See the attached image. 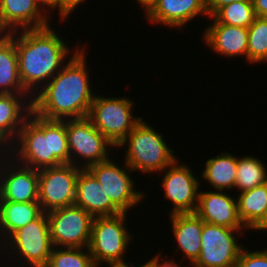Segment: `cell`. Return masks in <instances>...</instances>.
Listing matches in <instances>:
<instances>
[{
    "mask_svg": "<svg viewBox=\"0 0 267 267\" xmlns=\"http://www.w3.org/2000/svg\"><path fill=\"white\" fill-rule=\"evenodd\" d=\"M84 47H75L63 68L34 96L33 112L49 120L80 119L88 116L95 93L88 76ZM74 52V53H73Z\"/></svg>",
    "mask_w": 267,
    "mask_h": 267,
    "instance_id": "1",
    "label": "cell"
},
{
    "mask_svg": "<svg viewBox=\"0 0 267 267\" xmlns=\"http://www.w3.org/2000/svg\"><path fill=\"white\" fill-rule=\"evenodd\" d=\"M65 42L50 25L15 32L20 80L32 97L72 57L71 48Z\"/></svg>",
    "mask_w": 267,
    "mask_h": 267,
    "instance_id": "2",
    "label": "cell"
},
{
    "mask_svg": "<svg viewBox=\"0 0 267 267\" xmlns=\"http://www.w3.org/2000/svg\"><path fill=\"white\" fill-rule=\"evenodd\" d=\"M7 153L18 163L38 170L69 164L65 120L45 119L32 111Z\"/></svg>",
    "mask_w": 267,
    "mask_h": 267,
    "instance_id": "3",
    "label": "cell"
},
{
    "mask_svg": "<svg viewBox=\"0 0 267 267\" xmlns=\"http://www.w3.org/2000/svg\"><path fill=\"white\" fill-rule=\"evenodd\" d=\"M164 139L142 119L116 148L127 146L123 160L133 172L158 174L178 158Z\"/></svg>",
    "mask_w": 267,
    "mask_h": 267,
    "instance_id": "4",
    "label": "cell"
},
{
    "mask_svg": "<svg viewBox=\"0 0 267 267\" xmlns=\"http://www.w3.org/2000/svg\"><path fill=\"white\" fill-rule=\"evenodd\" d=\"M127 217V213H120L93 218L88 249L97 267L103 264L107 265L106 267H123L133 264L132 262L126 263L124 258L133 238L132 231L129 232V227L126 228Z\"/></svg>",
    "mask_w": 267,
    "mask_h": 267,
    "instance_id": "5",
    "label": "cell"
},
{
    "mask_svg": "<svg viewBox=\"0 0 267 267\" xmlns=\"http://www.w3.org/2000/svg\"><path fill=\"white\" fill-rule=\"evenodd\" d=\"M53 247L49 220L46 212H42L35 220L30 221L26 226L16 230L0 246V256L2 258L4 257V262L8 256L11 257L12 262L13 258L14 260L17 259L16 263H20L18 265L19 267L24 266L25 263V267H45ZM2 252H5L3 256Z\"/></svg>",
    "mask_w": 267,
    "mask_h": 267,
    "instance_id": "6",
    "label": "cell"
},
{
    "mask_svg": "<svg viewBox=\"0 0 267 267\" xmlns=\"http://www.w3.org/2000/svg\"><path fill=\"white\" fill-rule=\"evenodd\" d=\"M134 102L128 97L94 96L87 118L116 148L143 119L132 114Z\"/></svg>",
    "mask_w": 267,
    "mask_h": 267,
    "instance_id": "7",
    "label": "cell"
},
{
    "mask_svg": "<svg viewBox=\"0 0 267 267\" xmlns=\"http://www.w3.org/2000/svg\"><path fill=\"white\" fill-rule=\"evenodd\" d=\"M65 127L70 163L74 166L87 169L92 164L108 160L111 154L110 148L115 150L112 143L94 127L87 117L65 119Z\"/></svg>",
    "mask_w": 267,
    "mask_h": 267,
    "instance_id": "8",
    "label": "cell"
},
{
    "mask_svg": "<svg viewBox=\"0 0 267 267\" xmlns=\"http://www.w3.org/2000/svg\"><path fill=\"white\" fill-rule=\"evenodd\" d=\"M244 231L249 230L230 229L204 222L201 252L193 267H235L244 247L243 243H238L239 236H242Z\"/></svg>",
    "mask_w": 267,
    "mask_h": 267,
    "instance_id": "9",
    "label": "cell"
},
{
    "mask_svg": "<svg viewBox=\"0 0 267 267\" xmlns=\"http://www.w3.org/2000/svg\"><path fill=\"white\" fill-rule=\"evenodd\" d=\"M111 159L112 157L106 161L92 164L87 169L99 181L111 202L122 213H128L130 208L139 206L137 204L144 199L145 191L135 190L137 183L130 176L134 172L125 162L121 168L118 162Z\"/></svg>",
    "mask_w": 267,
    "mask_h": 267,
    "instance_id": "10",
    "label": "cell"
},
{
    "mask_svg": "<svg viewBox=\"0 0 267 267\" xmlns=\"http://www.w3.org/2000/svg\"><path fill=\"white\" fill-rule=\"evenodd\" d=\"M81 169L69 163L38 170V202L43 212L74 205Z\"/></svg>",
    "mask_w": 267,
    "mask_h": 267,
    "instance_id": "11",
    "label": "cell"
},
{
    "mask_svg": "<svg viewBox=\"0 0 267 267\" xmlns=\"http://www.w3.org/2000/svg\"><path fill=\"white\" fill-rule=\"evenodd\" d=\"M54 247H88L93 217L76 205L46 212Z\"/></svg>",
    "mask_w": 267,
    "mask_h": 267,
    "instance_id": "12",
    "label": "cell"
},
{
    "mask_svg": "<svg viewBox=\"0 0 267 267\" xmlns=\"http://www.w3.org/2000/svg\"><path fill=\"white\" fill-rule=\"evenodd\" d=\"M178 159L162 171L164 198L173 204L169 215L195 213L198 206L199 178L185 163L180 164Z\"/></svg>",
    "mask_w": 267,
    "mask_h": 267,
    "instance_id": "13",
    "label": "cell"
},
{
    "mask_svg": "<svg viewBox=\"0 0 267 267\" xmlns=\"http://www.w3.org/2000/svg\"><path fill=\"white\" fill-rule=\"evenodd\" d=\"M38 193V169L18 163L7 152L0 153V201L38 202Z\"/></svg>",
    "mask_w": 267,
    "mask_h": 267,
    "instance_id": "14",
    "label": "cell"
},
{
    "mask_svg": "<svg viewBox=\"0 0 267 267\" xmlns=\"http://www.w3.org/2000/svg\"><path fill=\"white\" fill-rule=\"evenodd\" d=\"M200 191L196 214L210 224L230 229H247L238 215L237 198L228 191Z\"/></svg>",
    "mask_w": 267,
    "mask_h": 267,
    "instance_id": "15",
    "label": "cell"
},
{
    "mask_svg": "<svg viewBox=\"0 0 267 267\" xmlns=\"http://www.w3.org/2000/svg\"><path fill=\"white\" fill-rule=\"evenodd\" d=\"M49 19L35 0H0V33L43 28Z\"/></svg>",
    "mask_w": 267,
    "mask_h": 267,
    "instance_id": "16",
    "label": "cell"
},
{
    "mask_svg": "<svg viewBox=\"0 0 267 267\" xmlns=\"http://www.w3.org/2000/svg\"><path fill=\"white\" fill-rule=\"evenodd\" d=\"M29 93H0V142L8 149L33 111Z\"/></svg>",
    "mask_w": 267,
    "mask_h": 267,
    "instance_id": "17",
    "label": "cell"
},
{
    "mask_svg": "<svg viewBox=\"0 0 267 267\" xmlns=\"http://www.w3.org/2000/svg\"><path fill=\"white\" fill-rule=\"evenodd\" d=\"M199 15L209 17L205 0H156L144 17L152 24L183 29Z\"/></svg>",
    "mask_w": 267,
    "mask_h": 267,
    "instance_id": "18",
    "label": "cell"
},
{
    "mask_svg": "<svg viewBox=\"0 0 267 267\" xmlns=\"http://www.w3.org/2000/svg\"><path fill=\"white\" fill-rule=\"evenodd\" d=\"M210 18L211 24L204 29L202 37L206 46L228 59L243 56L247 62L248 28L221 24L212 16Z\"/></svg>",
    "mask_w": 267,
    "mask_h": 267,
    "instance_id": "19",
    "label": "cell"
},
{
    "mask_svg": "<svg viewBox=\"0 0 267 267\" xmlns=\"http://www.w3.org/2000/svg\"><path fill=\"white\" fill-rule=\"evenodd\" d=\"M74 205L83 208L93 218L122 213L106 195L99 181L88 169H81L76 182Z\"/></svg>",
    "mask_w": 267,
    "mask_h": 267,
    "instance_id": "20",
    "label": "cell"
},
{
    "mask_svg": "<svg viewBox=\"0 0 267 267\" xmlns=\"http://www.w3.org/2000/svg\"><path fill=\"white\" fill-rule=\"evenodd\" d=\"M173 239L177 242L175 251L183 253V260L191 267L201 252V233L204 221L196 213L169 215ZM185 259V260H184Z\"/></svg>",
    "mask_w": 267,
    "mask_h": 267,
    "instance_id": "21",
    "label": "cell"
},
{
    "mask_svg": "<svg viewBox=\"0 0 267 267\" xmlns=\"http://www.w3.org/2000/svg\"><path fill=\"white\" fill-rule=\"evenodd\" d=\"M0 93H28L19 76L15 32L0 33Z\"/></svg>",
    "mask_w": 267,
    "mask_h": 267,
    "instance_id": "22",
    "label": "cell"
},
{
    "mask_svg": "<svg viewBox=\"0 0 267 267\" xmlns=\"http://www.w3.org/2000/svg\"><path fill=\"white\" fill-rule=\"evenodd\" d=\"M39 202L0 201V244L42 213ZM0 245V246H1Z\"/></svg>",
    "mask_w": 267,
    "mask_h": 267,
    "instance_id": "23",
    "label": "cell"
},
{
    "mask_svg": "<svg viewBox=\"0 0 267 267\" xmlns=\"http://www.w3.org/2000/svg\"><path fill=\"white\" fill-rule=\"evenodd\" d=\"M202 179L218 191H232L237 177V157L227 151L207 159Z\"/></svg>",
    "mask_w": 267,
    "mask_h": 267,
    "instance_id": "24",
    "label": "cell"
},
{
    "mask_svg": "<svg viewBox=\"0 0 267 267\" xmlns=\"http://www.w3.org/2000/svg\"><path fill=\"white\" fill-rule=\"evenodd\" d=\"M236 198L239 218L251 230L267 211V182L239 193Z\"/></svg>",
    "mask_w": 267,
    "mask_h": 267,
    "instance_id": "25",
    "label": "cell"
},
{
    "mask_svg": "<svg viewBox=\"0 0 267 267\" xmlns=\"http://www.w3.org/2000/svg\"><path fill=\"white\" fill-rule=\"evenodd\" d=\"M252 155L237 157V177L235 189L244 192L267 182V166Z\"/></svg>",
    "mask_w": 267,
    "mask_h": 267,
    "instance_id": "26",
    "label": "cell"
},
{
    "mask_svg": "<svg viewBox=\"0 0 267 267\" xmlns=\"http://www.w3.org/2000/svg\"><path fill=\"white\" fill-rule=\"evenodd\" d=\"M212 17L221 24L248 28L257 16L252 1H236L220 7Z\"/></svg>",
    "mask_w": 267,
    "mask_h": 267,
    "instance_id": "27",
    "label": "cell"
},
{
    "mask_svg": "<svg viewBox=\"0 0 267 267\" xmlns=\"http://www.w3.org/2000/svg\"><path fill=\"white\" fill-rule=\"evenodd\" d=\"M45 267H97L88 247H53Z\"/></svg>",
    "mask_w": 267,
    "mask_h": 267,
    "instance_id": "28",
    "label": "cell"
},
{
    "mask_svg": "<svg viewBox=\"0 0 267 267\" xmlns=\"http://www.w3.org/2000/svg\"><path fill=\"white\" fill-rule=\"evenodd\" d=\"M247 62L267 63V18L256 17L248 27Z\"/></svg>",
    "mask_w": 267,
    "mask_h": 267,
    "instance_id": "29",
    "label": "cell"
},
{
    "mask_svg": "<svg viewBox=\"0 0 267 267\" xmlns=\"http://www.w3.org/2000/svg\"><path fill=\"white\" fill-rule=\"evenodd\" d=\"M235 267H267V248L261 251L242 248Z\"/></svg>",
    "mask_w": 267,
    "mask_h": 267,
    "instance_id": "30",
    "label": "cell"
},
{
    "mask_svg": "<svg viewBox=\"0 0 267 267\" xmlns=\"http://www.w3.org/2000/svg\"><path fill=\"white\" fill-rule=\"evenodd\" d=\"M86 0H55V10L59 9V18L61 22L66 21L67 18L71 15L72 12Z\"/></svg>",
    "mask_w": 267,
    "mask_h": 267,
    "instance_id": "31",
    "label": "cell"
},
{
    "mask_svg": "<svg viewBox=\"0 0 267 267\" xmlns=\"http://www.w3.org/2000/svg\"><path fill=\"white\" fill-rule=\"evenodd\" d=\"M162 254L158 253L155 254V256H153L152 258H150L148 260V262L151 264L152 267H182L184 265H179L180 262H176L174 259L172 260H168L166 255V259L164 260V258L161 256ZM162 258V259H161ZM162 263H161V262ZM185 267V266H184Z\"/></svg>",
    "mask_w": 267,
    "mask_h": 267,
    "instance_id": "32",
    "label": "cell"
},
{
    "mask_svg": "<svg viewBox=\"0 0 267 267\" xmlns=\"http://www.w3.org/2000/svg\"><path fill=\"white\" fill-rule=\"evenodd\" d=\"M236 1H253V0H205V5L209 17L212 16L220 7Z\"/></svg>",
    "mask_w": 267,
    "mask_h": 267,
    "instance_id": "33",
    "label": "cell"
},
{
    "mask_svg": "<svg viewBox=\"0 0 267 267\" xmlns=\"http://www.w3.org/2000/svg\"><path fill=\"white\" fill-rule=\"evenodd\" d=\"M252 2L256 16L267 18V0H253Z\"/></svg>",
    "mask_w": 267,
    "mask_h": 267,
    "instance_id": "34",
    "label": "cell"
},
{
    "mask_svg": "<svg viewBox=\"0 0 267 267\" xmlns=\"http://www.w3.org/2000/svg\"><path fill=\"white\" fill-rule=\"evenodd\" d=\"M36 3L40 6V8L48 13V15L52 14L50 13L51 11L53 12L55 10V0H35ZM46 8V9H45Z\"/></svg>",
    "mask_w": 267,
    "mask_h": 267,
    "instance_id": "35",
    "label": "cell"
},
{
    "mask_svg": "<svg viewBox=\"0 0 267 267\" xmlns=\"http://www.w3.org/2000/svg\"><path fill=\"white\" fill-rule=\"evenodd\" d=\"M258 231H266L267 232V211L264 216L260 219V221L251 229Z\"/></svg>",
    "mask_w": 267,
    "mask_h": 267,
    "instance_id": "36",
    "label": "cell"
},
{
    "mask_svg": "<svg viewBox=\"0 0 267 267\" xmlns=\"http://www.w3.org/2000/svg\"><path fill=\"white\" fill-rule=\"evenodd\" d=\"M138 4L144 9V14L152 7L156 0H136Z\"/></svg>",
    "mask_w": 267,
    "mask_h": 267,
    "instance_id": "37",
    "label": "cell"
},
{
    "mask_svg": "<svg viewBox=\"0 0 267 267\" xmlns=\"http://www.w3.org/2000/svg\"><path fill=\"white\" fill-rule=\"evenodd\" d=\"M123 267H135L134 264L129 265V266H123ZM138 267H152L151 264L147 261L146 263L144 262V264L139 265Z\"/></svg>",
    "mask_w": 267,
    "mask_h": 267,
    "instance_id": "38",
    "label": "cell"
},
{
    "mask_svg": "<svg viewBox=\"0 0 267 267\" xmlns=\"http://www.w3.org/2000/svg\"><path fill=\"white\" fill-rule=\"evenodd\" d=\"M7 150L8 149L0 142V153H5Z\"/></svg>",
    "mask_w": 267,
    "mask_h": 267,
    "instance_id": "39",
    "label": "cell"
}]
</instances>
